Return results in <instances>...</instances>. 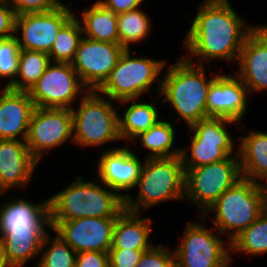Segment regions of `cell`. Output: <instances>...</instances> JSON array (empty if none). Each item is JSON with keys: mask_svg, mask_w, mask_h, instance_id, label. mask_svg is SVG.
Masks as SVG:
<instances>
[{"mask_svg": "<svg viewBox=\"0 0 267 267\" xmlns=\"http://www.w3.org/2000/svg\"><path fill=\"white\" fill-rule=\"evenodd\" d=\"M16 14L8 0H0V38L15 34Z\"/></svg>", "mask_w": 267, "mask_h": 267, "instance_id": "cell-37", "label": "cell"}, {"mask_svg": "<svg viewBox=\"0 0 267 267\" xmlns=\"http://www.w3.org/2000/svg\"><path fill=\"white\" fill-rule=\"evenodd\" d=\"M231 263H234L235 253L245 254L249 257H258L267 254V211L264 210L259 217L231 242ZM233 254V256H232Z\"/></svg>", "mask_w": 267, "mask_h": 267, "instance_id": "cell-29", "label": "cell"}, {"mask_svg": "<svg viewBox=\"0 0 267 267\" xmlns=\"http://www.w3.org/2000/svg\"><path fill=\"white\" fill-rule=\"evenodd\" d=\"M184 202L196 206L200 215L220 197V195L242 179L239 155L197 168H184Z\"/></svg>", "mask_w": 267, "mask_h": 267, "instance_id": "cell-10", "label": "cell"}, {"mask_svg": "<svg viewBox=\"0 0 267 267\" xmlns=\"http://www.w3.org/2000/svg\"><path fill=\"white\" fill-rule=\"evenodd\" d=\"M79 175L49 197L50 221H70L86 217L117 218L125 200L96 177L87 181Z\"/></svg>", "mask_w": 267, "mask_h": 267, "instance_id": "cell-3", "label": "cell"}, {"mask_svg": "<svg viewBox=\"0 0 267 267\" xmlns=\"http://www.w3.org/2000/svg\"><path fill=\"white\" fill-rule=\"evenodd\" d=\"M153 24L151 15L143 10V6L117 14L119 44L124 49H132L135 44H141L152 35Z\"/></svg>", "mask_w": 267, "mask_h": 267, "instance_id": "cell-28", "label": "cell"}, {"mask_svg": "<svg viewBox=\"0 0 267 267\" xmlns=\"http://www.w3.org/2000/svg\"><path fill=\"white\" fill-rule=\"evenodd\" d=\"M49 63L47 53L20 49L18 73L8 88L15 91H29L44 74Z\"/></svg>", "mask_w": 267, "mask_h": 267, "instance_id": "cell-30", "label": "cell"}, {"mask_svg": "<svg viewBox=\"0 0 267 267\" xmlns=\"http://www.w3.org/2000/svg\"><path fill=\"white\" fill-rule=\"evenodd\" d=\"M35 106L28 91L0 88V139L26 141Z\"/></svg>", "mask_w": 267, "mask_h": 267, "instance_id": "cell-21", "label": "cell"}, {"mask_svg": "<svg viewBox=\"0 0 267 267\" xmlns=\"http://www.w3.org/2000/svg\"><path fill=\"white\" fill-rule=\"evenodd\" d=\"M124 50L119 43L94 41L83 36L71 64L82 83L96 91L109 77Z\"/></svg>", "mask_w": 267, "mask_h": 267, "instance_id": "cell-15", "label": "cell"}, {"mask_svg": "<svg viewBox=\"0 0 267 267\" xmlns=\"http://www.w3.org/2000/svg\"><path fill=\"white\" fill-rule=\"evenodd\" d=\"M131 49H125L109 77L96 90L99 94L119 102L140 99L148 92L160 93L161 77L168 60L151 56H136ZM134 55V56H133ZM160 77V78H159ZM156 89H152L154 84Z\"/></svg>", "mask_w": 267, "mask_h": 267, "instance_id": "cell-7", "label": "cell"}, {"mask_svg": "<svg viewBox=\"0 0 267 267\" xmlns=\"http://www.w3.org/2000/svg\"><path fill=\"white\" fill-rule=\"evenodd\" d=\"M19 55L20 47L15 35L0 38V81L6 80L2 87L8 88L15 81L19 67Z\"/></svg>", "mask_w": 267, "mask_h": 267, "instance_id": "cell-33", "label": "cell"}, {"mask_svg": "<svg viewBox=\"0 0 267 267\" xmlns=\"http://www.w3.org/2000/svg\"><path fill=\"white\" fill-rule=\"evenodd\" d=\"M264 210L262 184L242 178L224 191L202 216L205 220L209 218L212 226L223 236L227 235V240L231 242Z\"/></svg>", "mask_w": 267, "mask_h": 267, "instance_id": "cell-5", "label": "cell"}, {"mask_svg": "<svg viewBox=\"0 0 267 267\" xmlns=\"http://www.w3.org/2000/svg\"><path fill=\"white\" fill-rule=\"evenodd\" d=\"M0 204V236L5 231H50L49 198L37 203L23 196ZM48 229V230H47Z\"/></svg>", "mask_w": 267, "mask_h": 267, "instance_id": "cell-19", "label": "cell"}, {"mask_svg": "<svg viewBox=\"0 0 267 267\" xmlns=\"http://www.w3.org/2000/svg\"><path fill=\"white\" fill-rule=\"evenodd\" d=\"M114 14L132 11L143 6L145 0H97Z\"/></svg>", "mask_w": 267, "mask_h": 267, "instance_id": "cell-39", "label": "cell"}, {"mask_svg": "<svg viewBox=\"0 0 267 267\" xmlns=\"http://www.w3.org/2000/svg\"><path fill=\"white\" fill-rule=\"evenodd\" d=\"M65 3L49 12L16 16L14 35L20 49L50 52L60 28L75 14L72 1Z\"/></svg>", "mask_w": 267, "mask_h": 267, "instance_id": "cell-13", "label": "cell"}, {"mask_svg": "<svg viewBox=\"0 0 267 267\" xmlns=\"http://www.w3.org/2000/svg\"><path fill=\"white\" fill-rule=\"evenodd\" d=\"M198 219L188 220L175 245L176 267H231L230 242L212 225L206 227L202 215Z\"/></svg>", "mask_w": 267, "mask_h": 267, "instance_id": "cell-9", "label": "cell"}, {"mask_svg": "<svg viewBox=\"0 0 267 267\" xmlns=\"http://www.w3.org/2000/svg\"><path fill=\"white\" fill-rule=\"evenodd\" d=\"M170 117L161 118L149 130L140 133L131 142L137 148L143 147L146 150L145 159L150 158H169L181 155V146H175L176 130L175 123L169 120Z\"/></svg>", "mask_w": 267, "mask_h": 267, "instance_id": "cell-26", "label": "cell"}, {"mask_svg": "<svg viewBox=\"0 0 267 267\" xmlns=\"http://www.w3.org/2000/svg\"><path fill=\"white\" fill-rule=\"evenodd\" d=\"M78 103L71 109L74 145L92 150L98 147L102 151L105 144L122 142L116 101L89 90Z\"/></svg>", "mask_w": 267, "mask_h": 267, "instance_id": "cell-6", "label": "cell"}, {"mask_svg": "<svg viewBox=\"0 0 267 267\" xmlns=\"http://www.w3.org/2000/svg\"><path fill=\"white\" fill-rule=\"evenodd\" d=\"M0 267H10L7 264L6 259L4 258L3 254H2L1 248H0Z\"/></svg>", "mask_w": 267, "mask_h": 267, "instance_id": "cell-42", "label": "cell"}, {"mask_svg": "<svg viewBox=\"0 0 267 267\" xmlns=\"http://www.w3.org/2000/svg\"><path fill=\"white\" fill-rule=\"evenodd\" d=\"M10 191L11 190H9L8 188H7V186L3 183V181H2V178H1V176H0V204H2L3 203V201H2V199L1 198H3V196L5 195H8L7 193H10Z\"/></svg>", "mask_w": 267, "mask_h": 267, "instance_id": "cell-40", "label": "cell"}, {"mask_svg": "<svg viewBox=\"0 0 267 267\" xmlns=\"http://www.w3.org/2000/svg\"><path fill=\"white\" fill-rule=\"evenodd\" d=\"M38 164L25 141L0 139V176L9 190L27 189Z\"/></svg>", "mask_w": 267, "mask_h": 267, "instance_id": "cell-20", "label": "cell"}, {"mask_svg": "<svg viewBox=\"0 0 267 267\" xmlns=\"http://www.w3.org/2000/svg\"><path fill=\"white\" fill-rule=\"evenodd\" d=\"M249 97L248 88L236 73L218 72L208 90L206 113L208 117L226 118L241 125L249 111Z\"/></svg>", "mask_w": 267, "mask_h": 267, "instance_id": "cell-17", "label": "cell"}, {"mask_svg": "<svg viewBox=\"0 0 267 267\" xmlns=\"http://www.w3.org/2000/svg\"><path fill=\"white\" fill-rule=\"evenodd\" d=\"M25 142L39 163L49 151L57 150L68 142L73 144L71 109L35 107Z\"/></svg>", "mask_w": 267, "mask_h": 267, "instance_id": "cell-12", "label": "cell"}, {"mask_svg": "<svg viewBox=\"0 0 267 267\" xmlns=\"http://www.w3.org/2000/svg\"><path fill=\"white\" fill-rule=\"evenodd\" d=\"M75 267H109L108 252H79Z\"/></svg>", "mask_w": 267, "mask_h": 267, "instance_id": "cell-38", "label": "cell"}, {"mask_svg": "<svg viewBox=\"0 0 267 267\" xmlns=\"http://www.w3.org/2000/svg\"><path fill=\"white\" fill-rule=\"evenodd\" d=\"M235 73L248 88L250 96L267 91V24L248 35L237 61Z\"/></svg>", "mask_w": 267, "mask_h": 267, "instance_id": "cell-18", "label": "cell"}, {"mask_svg": "<svg viewBox=\"0 0 267 267\" xmlns=\"http://www.w3.org/2000/svg\"><path fill=\"white\" fill-rule=\"evenodd\" d=\"M51 228L76 252H108L113 242L116 218L86 217L50 221Z\"/></svg>", "mask_w": 267, "mask_h": 267, "instance_id": "cell-16", "label": "cell"}, {"mask_svg": "<svg viewBox=\"0 0 267 267\" xmlns=\"http://www.w3.org/2000/svg\"><path fill=\"white\" fill-rule=\"evenodd\" d=\"M88 91L71 63L50 62L28 93L35 107L72 109Z\"/></svg>", "mask_w": 267, "mask_h": 267, "instance_id": "cell-11", "label": "cell"}, {"mask_svg": "<svg viewBox=\"0 0 267 267\" xmlns=\"http://www.w3.org/2000/svg\"><path fill=\"white\" fill-rule=\"evenodd\" d=\"M114 146L101 151L95 168L98 175L95 177L125 200L131 190L134 194L145 158L141 159L137 151L127 144Z\"/></svg>", "mask_w": 267, "mask_h": 267, "instance_id": "cell-14", "label": "cell"}, {"mask_svg": "<svg viewBox=\"0 0 267 267\" xmlns=\"http://www.w3.org/2000/svg\"><path fill=\"white\" fill-rule=\"evenodd\" d=\"M262 187H263V190H264L265 210L267 211V181L262 183Z\"/></svg>", "mask_w": 267, "mask_h": 267, "instance_id": "cell-41", "label": "cell"}, {"mask_svg": "<svg viewBox=\"0 0 267 267\" xmlns=\"http://www.w3.org/2000/svg\"><path fill=\"white\" fill-rule=\"evenodd\" d=\"M230 125L238 122L208 117L189 126V144L181 146V159L184 168H197L238 154L237 139L232 137ZM236 142V143H235Z\"/></svg>", "mask_w": 267, "mask_h": 267, "instance_id": "cell-8", "label": "cell"}, {"mask_svg": "<svg viewBox=\"0 0 267 267\" xmlns=\"http://www.w3.org/2000/svg\"><path fill=\"white\" fill-rule=\"evenodd\" d=\"M136 267H176L174 249L165 244H156L143 252Z\"/></svg>", "mask_w": 267, "mask_h": 267, "instance_id": "cell-34", "label": "cell"}, {"mask_svg": "<svg viewBox=\"0 0 267 267\" xmlns=\"http://www.w3.org/2000/svg\"><path fill=\"white\" fill-rule=\"evenodd\" d=\"M145 251L147 250L110 248L108 251L109 267H136Z\"/></svg>", "mask_w": 267, "mask_h": 267, "instance_id": "cell-36", "label": "cell"}, {"mask_svg": "<svg viewBox=\"0 0 267 267\" xmlns=\"http://www.w3.org/2000/svg\"><path fill=\"white\" fill-rule=\"evenodd\" d=\"M142 99H127L116 103V105L125 106L122 116L120 111L118 116L119 134L124 143L126 141V143L129 142L130 144L140 133L149 130L164 117V113L160 115L159 109L162 103L157 106V98H153L149 102Z\"/></svg>", "mask_w": 267, "mask_h": 267, "instance_id": "cell-23", "label": "cell"}, {"mask_svg": "<svg viewBox=\"0 0 267 267\" xmlns=\"http://www.w3.org/2000/svg\"><path fill=\"white\" fill-rule=\"evenodd\" d=\"M16 16L26 13H44L63 4L61 0H8Z\"/></svg>", "mask_w": 267, "mask_h": 267, "instance_id": "cell-35", "label": "cell"}, {"mask_svg": "<svg viewBox=\"0 0 267 267\" xmlns=\"http://www.w3.org/2000/svg\"><path fill=\"white\" fill-rule=\"evenodd\" d=\"M231 0H204L186 30L182 56L196 65L212 66L213 60L234 65L248 35L258 26L241 16Z\"/></svg>", "mask_w": 267, "mask_h": 267, "instance_id": "cell-1", "label": "cell"}, {"mask_svg": "<svg viewBox=\"0 0 267 267\" xmlns=\"http://www.w3.org/2000/svg\"><path fill=\"white\" fill-rule=\"evenodd\" d=\"M248 130L247 135L237 137L242 178L262 184L267 181V132Z\"/></svg>", "mask_w": 267, "mask_h": 267, "instance_id": "cell-24", "label": "cell"}, {"mask_svg": "<svg viewBox=\"0 0 267 267\" xmlns=\"http://www.w3.org/2000/svg\"><path fill=\"white\" fill-rule=\"evenodd\" d=\"M80 21L83 36L94 40L109 43H119V35L117 31V14L106 9L97 0L88 5L81 14H74Z\"/></svg>", "mask_w": 267, "mask_h": 267, "instance_id": "cell-27", "label": "cell"}, {"mask_svg": "<svg viewBox=\"0 0 267 267\" xmlns=\"http://www.w3.org/2000/svg\"><path fill=\"white\" fill-rule=\"evenodd\" d=\"M83 37V29L79 19L73 15L59 30L53 46L48 53L50 62L72 63L80 40Z\"/></svg>", "mask_w": 267, "mask_h": 267, "instance_id": "cell-31", "label": "cell"}, {"mask_svg": "<svg viewBox=\"0 0 267 267\" xmlns=\"http://www.w3.org/2000/svg\"><path fill=\"white\" fill-rule=\"evenodd\" d=\"M173 65L164 67L161 77V89L157 96L162 106L168 104L175 111V123H184L186 127L208 118L206 102L211 82L219 71H211V66L196 65L178 56ZM168 67V68H167ZM210 70L208 72L205 70ZM162 98H161V97ZM166 103V104H165ZM179 114V115H178Z\"/></svg>", "mask_w": 267, "mask_h": 267, "instance_id": "cell-2", "label": "cell"}, {"mask_svg": "<svg viewBox=\"0 0 267 267\" xmlns=\"http://www.w3.org/2000/svg\"><path fill=\"white\" fill-rule=\"evenodd\" d=\"M76 256L77 253L71 246L51 229L44 237L39 259L34 267H75Z\"/></svg>", "mask_w": 267, "mask_h": 267, "instance_id": "cell-32", "label": "cell"}, {"mask_svg": "<svg viewBox=\"0 0 267 267\" xmlns=\"http://www.w3.org/2000/svg\"><path fill=\"white\" fill-rule=\"evenodd\" d=\"M49 231H5L0 236V248L10 267H27L39 259L42 243ZM38 257V258H37Z\"/></svg>", "mask_w": 267, "mask_h": 267, "instance_id": "cell-25", "label": "cell"}, {"mask_svg": "<svg viewBox=\"0 0 267 267\" xmlns=\"http://www.w3.org/2000/svg\"><path fill=\"white\" fill-rule=\"evenodd\" d=\"M143 214L124 209L117 216L111 248L149 250L156 244L150 239L154 220Z\"/></svg>", "mask_w": 267, "mask_h": 267, "instance_id": "cell-22", "label": "cell"}, {"mask_svg": "<svg viewBox=\"0 0 267 267\" xmlns=\"http://www.w3.org/2000/svg\"><path fill=\"white\" fill-rule=\"evenodd\" d=\"M134 190L125 199V209L144 213L165 202L183 201L185 170L180 156L145 159L140 178ZM135 197V198H134Z\"/></svg>", "mask_w": 267, "mask_h": 267, "instance_id": "cell-4", "label": "cell"}]
</instances>
